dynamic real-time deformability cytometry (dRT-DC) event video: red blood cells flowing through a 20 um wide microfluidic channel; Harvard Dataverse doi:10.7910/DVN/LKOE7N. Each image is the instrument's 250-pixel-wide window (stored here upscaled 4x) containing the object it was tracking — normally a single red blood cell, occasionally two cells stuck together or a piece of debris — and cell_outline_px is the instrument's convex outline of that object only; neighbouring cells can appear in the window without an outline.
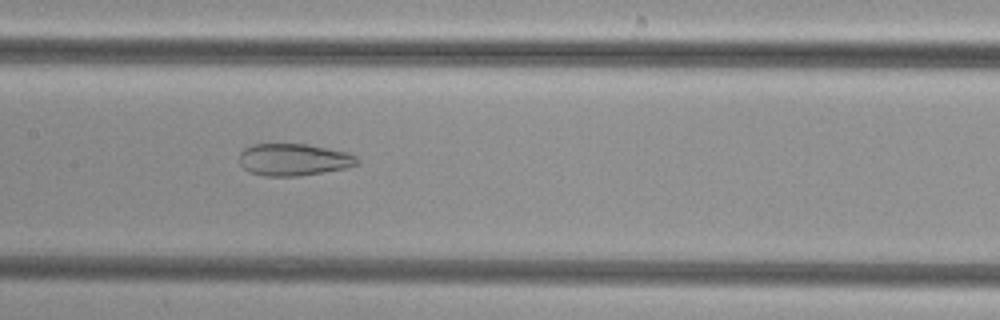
{"species": "common noctule bat (a hibernating species)", "species_latin": "Nyctalus noctula", "temperature_condition": "cold", "stored_images_in_passage": 41, "camera_frame_rate_fps": 3000, "um_per_image_px": 0.085, "animal": {"sex": "female", "body_mass_g": 29.2, "forearm_length_mm": 56.3}, "frame": {"image": 1, "passage_image": 16, "time_ms": 5.0, "image_size_px": [1000, 320], "cell_outline_px": [[360, 160], [356, 164], [344, 168], [324, 172], [296, 176], [264, 176], [248, 172], [240, 164], [240, 152], [244, 148], [252, 144], [308, 144], [348, 152], [356, 156]], "centroid_in_image_um": [24.95, 13.56], "position_along_channel_um": 182.5, "area_um2": 22.08}}
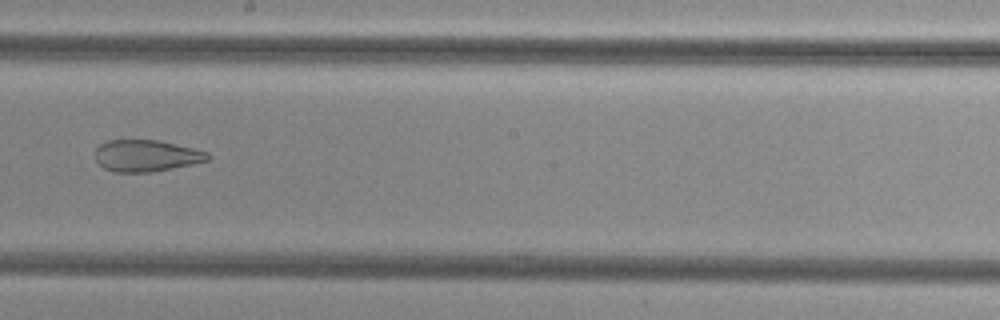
{"frame": {"image": 2, "passage_image": 20, "time_ms": 6.333, "image_size_px": [1000, 320], "cell_outline_px": [[212, 156], [208, 160], [192, 164], [152, 172], [116, 172], [104, 168], [96, 160], [96, 148], [100, 144], [108, 140], [160, 140], [208, 152]], "centroid_in_image_um": [12.44, 13.23], "position_along_channel_um": 235.8, "area_um2": 20.69}}
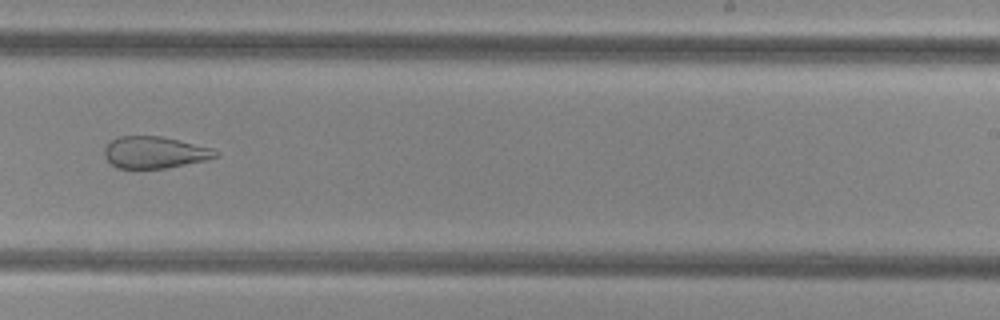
{"frame": {"image": 3, "passage_image": 23, "time_ms": 7.333, "image_size_px": [1000, 320], "cell_outline_px": [[220, 156], [208, 160], [164, 168], [116, 168], [104, 156], [104, 148], [112, 140], [120, 136], [160, 136], [212, 148], [220, 152]], "centroid_in_image_um": [13.17, 12.96], "position_along_channel_um": 275.8, "area_um2": 20.52}}